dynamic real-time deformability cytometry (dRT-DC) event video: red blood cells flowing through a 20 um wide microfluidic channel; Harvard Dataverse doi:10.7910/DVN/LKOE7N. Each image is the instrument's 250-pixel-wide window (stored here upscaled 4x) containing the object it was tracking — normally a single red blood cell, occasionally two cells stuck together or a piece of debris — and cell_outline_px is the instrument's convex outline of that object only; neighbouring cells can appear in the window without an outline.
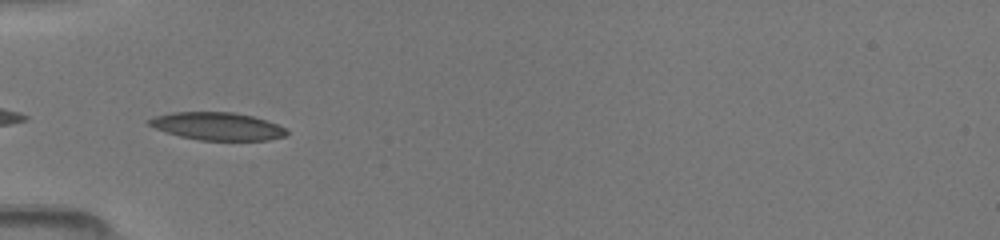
{"species": "common noctule bat (a hibernating species)", "species_latin": "Nyctalus noctula", "temperature_condition": "room temperature", "stored_images_in_passage": 52, "camera_frame_rate_fps": 3000, "um_per_image_px": 0.085, "animal": {"sex": "female", "body_mass_g": 19.5, "forearm_length_mm": 54.1}, "frame": {"image": 1, "passage_image": 24, "time_ms": 5.667, "image_size_px": [1000, 240], "cell_outline_px": [[288, 132], [284, 136], [268, 140], [200, 140], [180, 136], [156, 128], [148, 124], [144, 120], [156, 116], [172, 112], [232, 112], [252, 116], [276, 124], [284, 128]], "centroid_in_image_um": [18.44, 10.72], "position_along_channel_um": 66.6, "area_um2": 21.96}}
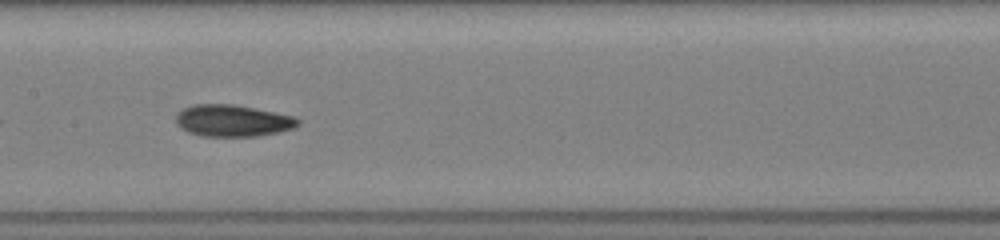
{"frame": {"image": 2, "passage_image": 38, "time_ms": 8.667, "image_size_px": [1000, 240], "cell_outline_px": [[300, 124], [296, 128], [256, 136], [200, 136], [188, 132], [180, 128], [176, 124], [176, 112], [192, 104], [232, 104], [296, 116], [300, 120]], "centroid_in_image_um": [19.76, 10.25], "position_along_channel_um": 187.6, "area_um2": 22.77}}
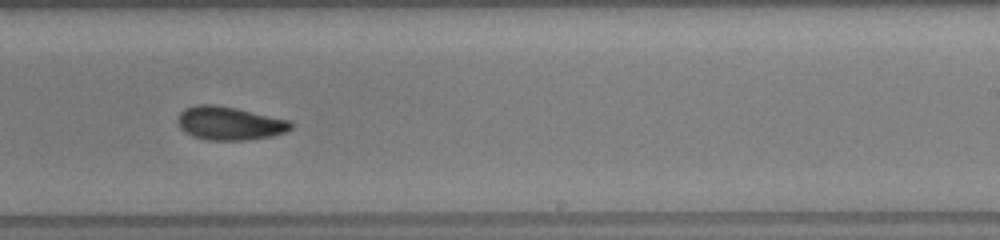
{"frame": {"image": 3, "passage_image": 48, "time_ms": 10.667, "image_size_px": [1000, 240], "cell_outline_px": [[292, 128], [284, 132], [272, 136], [244, 140], [208, 140], [192, 136], [184, 132], [180, 128], [176, 120], [180, 112], [184, 108], [196, 104], [216, 104], [236, 108], [292, 120]], "centroid_in_image_um": [19.48, 10.47], "position_along_channel_um": 269.5, "area_um2": 22.31}}